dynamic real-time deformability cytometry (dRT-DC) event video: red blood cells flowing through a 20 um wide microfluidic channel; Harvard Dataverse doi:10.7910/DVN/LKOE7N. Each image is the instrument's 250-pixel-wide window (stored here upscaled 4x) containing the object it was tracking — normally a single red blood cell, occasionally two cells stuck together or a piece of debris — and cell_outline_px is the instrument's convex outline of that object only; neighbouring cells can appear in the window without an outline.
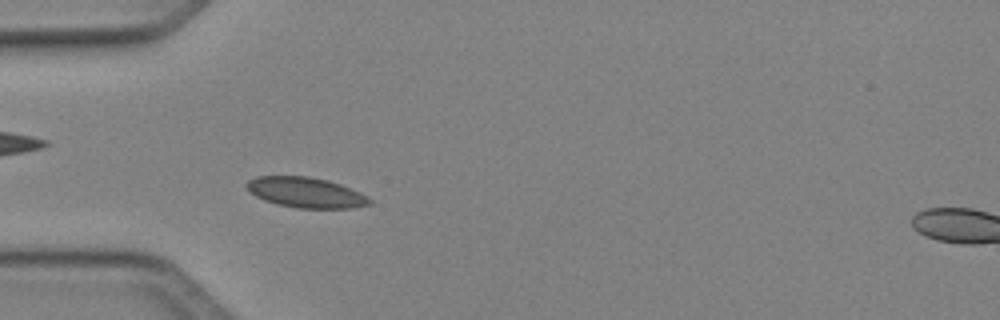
{"species": "Egyptian fruit bat (a non-hibernating species)", "species_latin": "Rousettus aegyptiacus", "temperature_condition": "cold", "stored_images_in_passage": 38, "camera_frame_rate_fps": 3000, "um_per_image_px": 0.085, "animal": {"sex": "female"}, "frame": {"image": 1, "passage_image": 4, "time_ms": 1.0, "image_size_px": [1000, 320], "cell_outline_px": [[372, 204], [352, 208], [296, 208], [276, 204], [264, 200], [248, 192], [244, 184], [248, 180], [256, 176], [308, 176], [328, 180], [340, 184], [360, 192], [368, 196], [372, 200]], "centroid_in_image_um": [25.98, 16.36], "position_along_channel_um": 59.0, "area_um2": 22.02}}
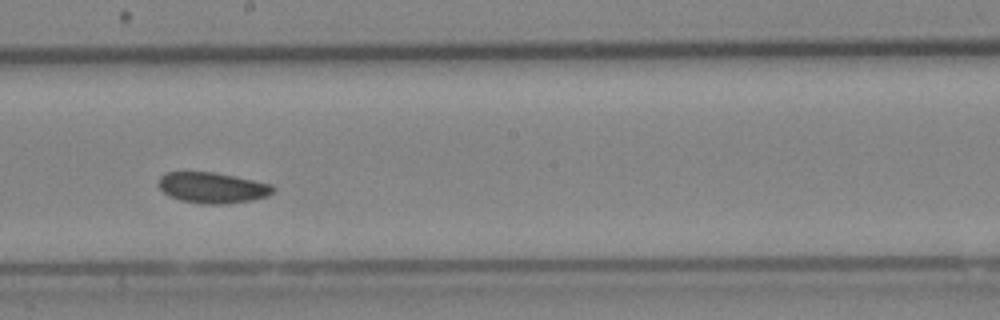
{"frame": {"image": 2, "passage_image": 17, "time_ms": 5.333, "image_size_px": [1000, 320], "cell_outline_px": [[276, 188], [268, 196], [252, 200], [224, 204], [204, 204], [180, 200], [168, 196], [156, 184], [160, 176], [164, 172], [216, 172], [272, 184]], "centroid_in_image_um": [18.03, 15.95], "position_along_channel_um": 230.2, "area_um2": 20.75}}
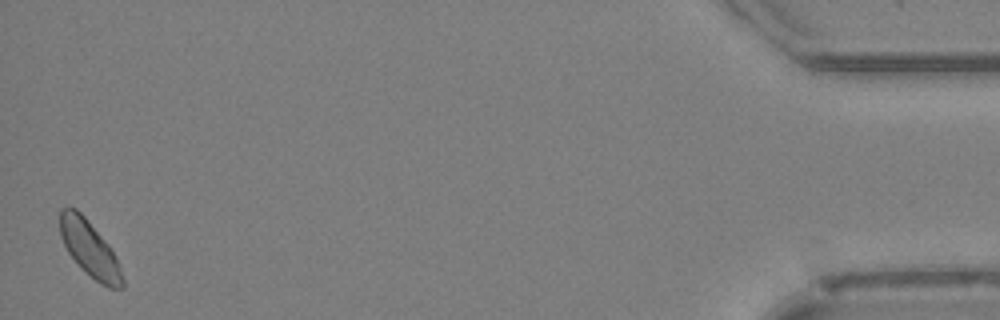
{"frame": {"image": 3, "passage_image": 38, "time_ms": 12.333, "image_size_px": [1000, 320], "cell_outline_px": [[124, 288], [108, 288], [100, 284], [68, 252], [60, 236], [60, 208], [68, 204], [76, 208], [84, 216], [108, 244], [120, 268], [124, 280]], "centroid_in_image_um": [7.6, 21.09], "position_along_channel_um": 427.6, "area_um2": 19.83}}